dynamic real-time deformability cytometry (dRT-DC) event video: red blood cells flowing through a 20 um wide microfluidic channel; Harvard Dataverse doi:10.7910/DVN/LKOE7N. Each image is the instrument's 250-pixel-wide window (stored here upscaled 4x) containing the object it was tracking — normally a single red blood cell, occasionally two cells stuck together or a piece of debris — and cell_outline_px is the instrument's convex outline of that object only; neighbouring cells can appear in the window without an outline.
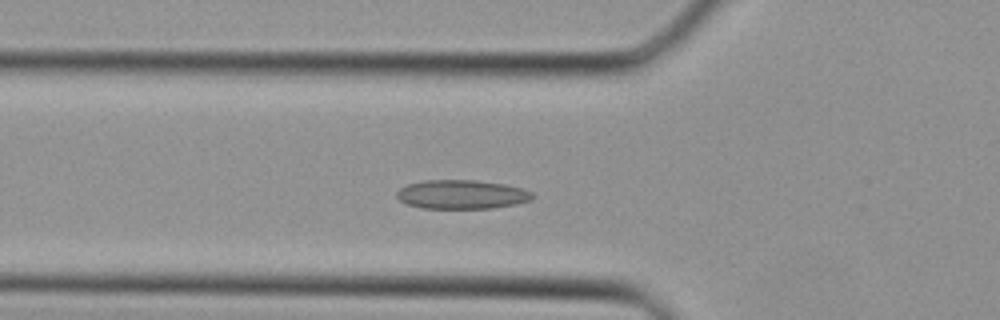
{"species": "Egyptian fruit bat (a non-hibernating species)", "species_latin": "Rousettus aegyptiacus", "temperature_condition": "cold", "stored_images_in_passage": 27, "camera_frame_rate_fps": 3000, "um_per_image_px": 0.085, "animal": {"sex": "female"}, "frame": {"image": 1, "passage_image": 8, "time_ms": 2.333, "image_size_px": [1000, 320], "cell_outline_px": [[536, 196], [532, 200], [516, 204], [492, 208], [424, 208], [408, 204], [400, 200], [396, 196], [396, 192], [400, 188], [408, 184], [424, 180], [476, 180], [504, 184], [524, 188], [532, 192]], "centroid_in_image_um": [39.29, 16.52], "position_along_channel_um": 86.5, "area_um2": 23.0}}
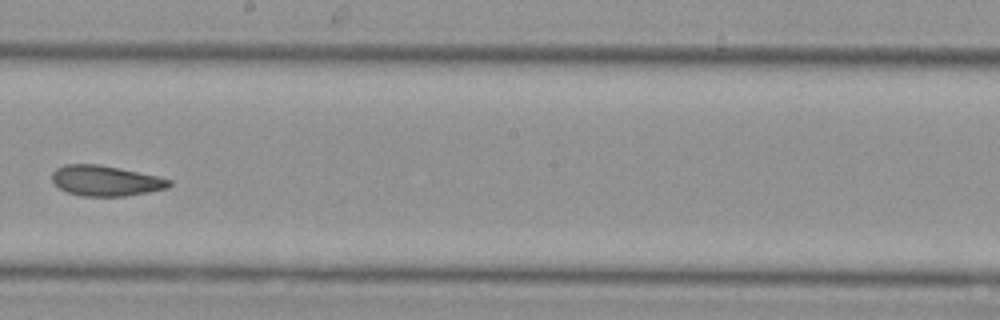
{"frame": {"image": 2, "passage_image": 17, "time_ms": 5.333, "image_size_px": [1000, 320], "cell_outline_px": [[172, 184], [168, 188], [148, 192], [124, 196], [80, 196], [68, 192], [60, 188], [52, 180], [52, 172], [56, 168], [64, 164], [100, 164], [120, 168], [156, 176], [172, 180]], "centroid_in_image_um": [8.97, 15.36], "position_along_channel_um": 239.2, "area_um2": 20.75}}
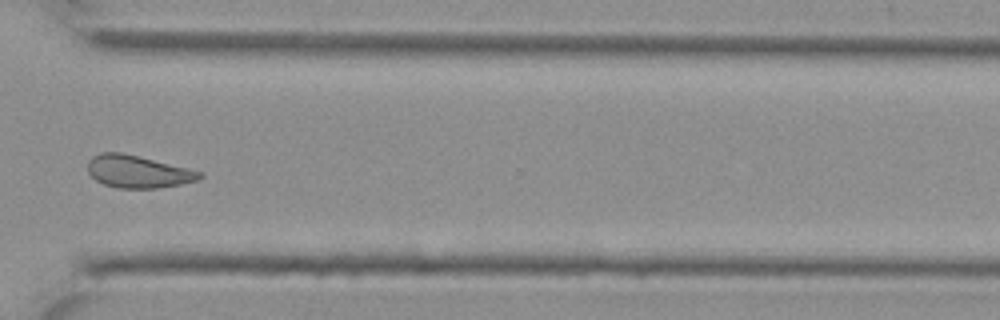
{"frame": {"image": 3, "passage_image": 24, "time_ms": 7.667, "image_size_px": [1000, 320], "cell_outline_px": [[204, 176], [196, 180], [180, 184], [156, 188], [116, 188], [104, 184], [96, 180], [88, 172], [88, 160], [92, 156], [100, 152], [120, 152], [188, 168], [204, 172]], "centroid_in_image_um": [11.7, 14.58], "position_along_channel_um": 358.9, "area_um2": 21.04}}